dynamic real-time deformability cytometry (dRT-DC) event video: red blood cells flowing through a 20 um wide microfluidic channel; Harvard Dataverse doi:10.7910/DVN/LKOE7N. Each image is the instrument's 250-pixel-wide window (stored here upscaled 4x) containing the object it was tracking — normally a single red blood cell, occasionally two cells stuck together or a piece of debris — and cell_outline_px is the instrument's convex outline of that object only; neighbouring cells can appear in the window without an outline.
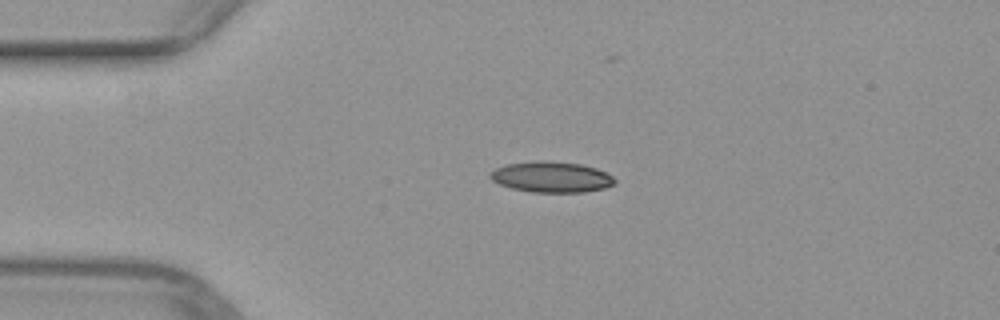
{"species": "common noctule bat (a hibernating species)", "species_latin": "Nyctalus noctula", "temperature_condition": "warm", "stored_images_in_passage": 29, "camera_frame_rate_fps": 3000, "um_per_image_px": 0.085, "animal": {"sex": "female", "body_mass_g": 29.2, "forearm_length_mm": 56.3}, "frame": {"image": 1, "passage_image": 1, "time_ms": 0.0, "image_size_px": [1000, 320], "cell_outline_px": [[616, 184], [604, 188], [584, 192], [532, 192], [512, 188], [500, 184], [492, 180], [488, 176], [488, 172], [496, 168], [508, 164], [540, 160], [544, 160], [580, 164], [596, 168], [608, 172], [616, 180]], "centroid_in_image_um": [46.89, 15.04], "position_along_channel_um": 38.1, "area_um2": 22.43}}
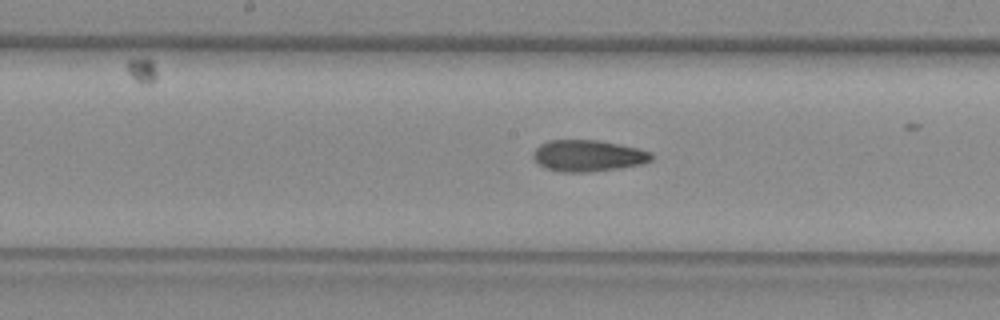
{"frame": {"image": 2, "passage_image": 15, "time_ms": 4.667, "image_size_px": [1000, 320], "cell_outline_px": [[652, 160], [644, 164], [592, 172], [560, 172], [544, 168], [532, 156], [532, 152], [540, 144], [548, 140], [600, 140], [640, 148], [652, 152]], "centroid_in_image_um": [50.0, 13.23], "position_along_channel_um": 198.2, "area_um2": 21.96}}
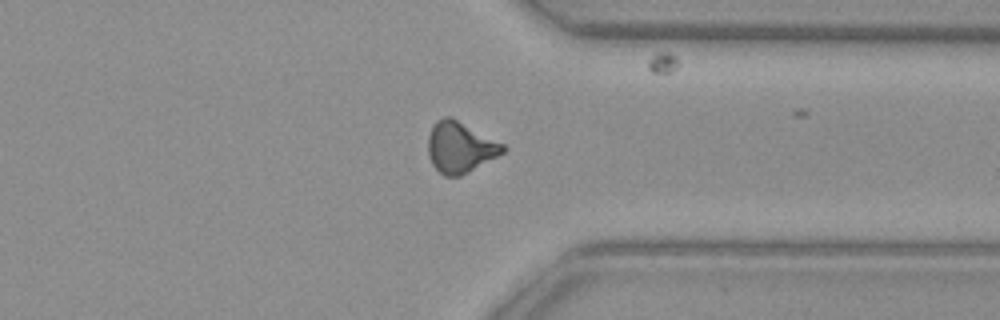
{"frame": {"image": 3, "passage_image": 28, "time_ms": 9.0, "image_size_px": [1000, 320], "cell_outline_px": [[508, 148], [504, 152], [468, 172], [460, 176], [444, 176], [432, 164], [428, 156], [428, 136], [436, 120], [444, 116], [452, 116], [504, 144]], "centroid_in_image_um": [39.1, 12.49], "position_along_channel_um": 372.3, "area_um2": 22.25}}